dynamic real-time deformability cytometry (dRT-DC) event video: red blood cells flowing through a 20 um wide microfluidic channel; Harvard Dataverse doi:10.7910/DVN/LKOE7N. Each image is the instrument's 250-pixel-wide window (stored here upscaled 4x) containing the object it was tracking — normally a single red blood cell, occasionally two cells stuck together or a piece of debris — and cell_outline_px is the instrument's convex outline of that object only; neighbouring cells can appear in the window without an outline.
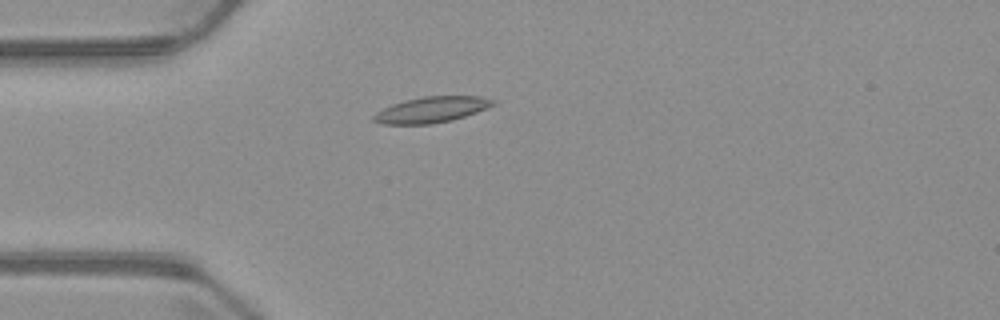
{"species": "common noctule bat (a hibernating species)", "species_latin": "Nyctalus noctula", "temperature_condition": "warm", "stored_images_in_passage": 5, "camera_frame_rate_fps": 3000, "um_per_image_px": 0.085, "animal": {"sex": "male", "body_mass_g": 23.1, "forearm_length_mm": 52.7}, "frame": {"image": 1, "passage_image": 4, "time_ms": 3.667, "image_size_px": [1000, 320], "cell_outline_px": [[496, 104], [476, 112], [452, 120], [432, 124], [380, 124], [372, 120], [372, 116], [376, 112], [392, 104], [404, 100], [424, 96], [480, 96], [496, 100]], "centroid_in_image_um": [36.66, 9.32], "position_along_channel_um": 48.3, "area_um2": 18.03}}